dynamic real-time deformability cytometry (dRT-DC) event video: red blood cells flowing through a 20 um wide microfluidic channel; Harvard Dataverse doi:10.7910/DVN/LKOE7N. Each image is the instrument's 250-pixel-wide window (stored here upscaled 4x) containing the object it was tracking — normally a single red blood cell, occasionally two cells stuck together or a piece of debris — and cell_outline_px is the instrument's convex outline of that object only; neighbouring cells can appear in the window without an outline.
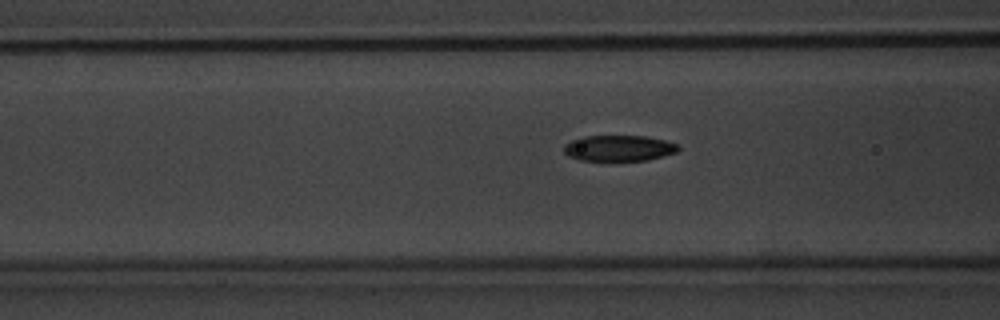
{"species": "common noctule bat (a hibernating species)", "species_latin": "Nyctalus noctula", "temperature_condition": "warm", "stored_images_in_passage": 34, "camera_frame_rate_fps": 3000, "um_per_image_px": 0.085, "animal": {"sex": "male", "body_mass_g": 20.1, "forearm_length_mm": 53.5}, "frame": {"image": 1, "passage_image": 5, "time_ms": 1.333, "image_size_px": [1000, 320], "cell_outline_px": [[680, 148], [676, 152], [648, 160], [580, 160], [568, 156], [564, 152], [564, 144], [580, 136], [644, 136], [664, 140], [676, 144]], "centroid_in_image_um": [52.57, 12.59], "position_along_channel_um": 114.0, "area_um2": 17.11}}
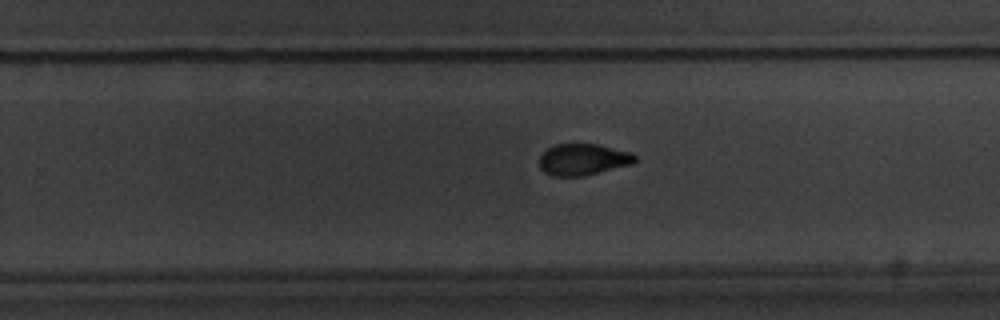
{"frame": {"image": 2, "passage_image": 19, "time_ms": 6.0, "image_size_px": [1000, 320], "cell_outline_px": [[636, 160], [632, 164], [584, 176], [552, 176], [544, 172], [540, 168], [540, 156], [548, 148], [556, 144], [600, 144], [632, 152], [636, 156]], "centroid_in_image_um": [49.58, 13.55], "position_along_channel_um": 280.2, "area_um2": 17.63}}
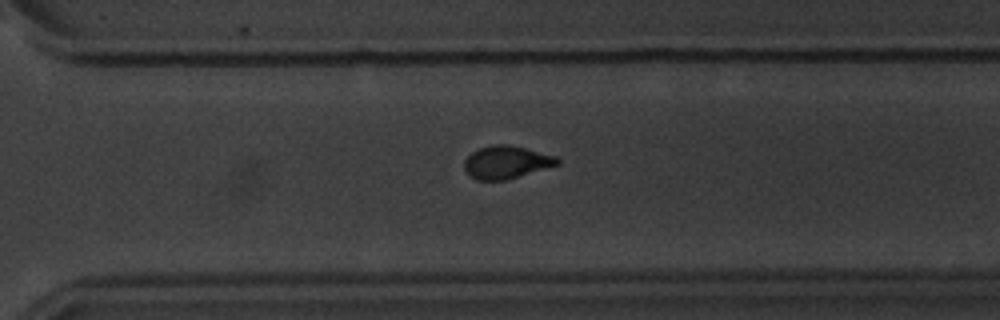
{"frame": {"image": 3, "passage_image": 23, "time_ms": 7.333, "image_size_px": [1000, 320], "cell_outline_px": [[560, 164], [504, 180], [476, 180], [468, 176], [464, 168], [464, 160], [472, 152], [480, 148], [496, 144], [504, 144], [524, 148], [556, 156], [560, 160]], "centroid_in_image_um": [43.0, 13.8], "position_along_channel_um": 327.6, "area_um2": 17.57}, "authors_computed_cell_mechanics": {"area_um2": 17.918, "velocity_mm_per_s": 3.5684, "shape_relaxation_time_tau1_ms": 3.7343, "shape_relaxation_time_tau2_ms": 2.0184, "deformation_change_tau1": 0.1536, "deformation_change_tau2": 0.0802}}